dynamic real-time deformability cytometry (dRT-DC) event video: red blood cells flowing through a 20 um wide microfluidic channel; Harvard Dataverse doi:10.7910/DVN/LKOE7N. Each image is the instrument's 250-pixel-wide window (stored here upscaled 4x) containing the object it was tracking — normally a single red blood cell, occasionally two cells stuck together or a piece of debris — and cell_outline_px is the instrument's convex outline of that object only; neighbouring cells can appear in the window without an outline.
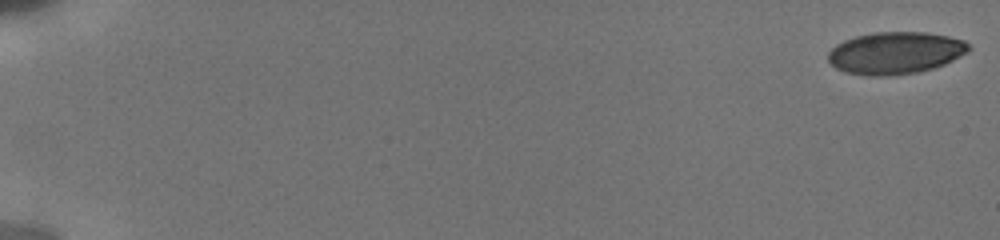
{"species": "human", "species_latin": "Homo sapiens", "temperature_condition": "cold", "stored_images_in_passage": 26, "camera_frame_rate_fps": 3000, "um_per_image_px": 0.085, "donor": {"sex": "male"}, "frame": {"image": 1, "passage_image": 1, "time_ms": 0.0, "image_size_px": [1000, 240], "cell_outline_px": [[972, 48], [968, 52], [944, 64], [932, 68], [916, 72], [880, 76], [872, 76], [844, 72], [836, 68], [828, 60], [828, 52], [836, 44], [844, 40], [856, 36], [872, 32], [928, 32], [948, 36], [964, 40]], "centroid_in_image_um": [76.1, 4.48], "position_along_channel_um": 8.9, "area_um2": 34.45}}
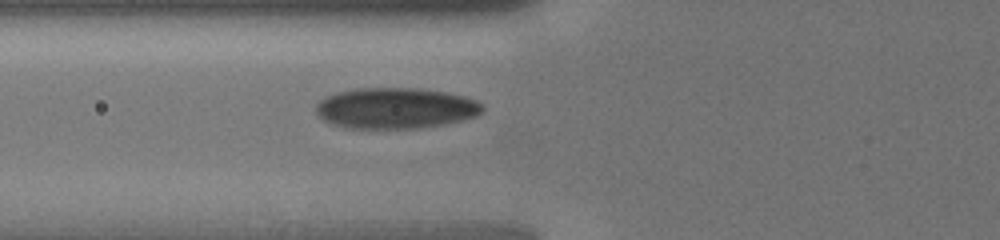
{"frame": {"image": 2, "passage_image": 19, "time_ms": 7.333, "image_size_px": [1000, 240], "cell_outline_px": [[484, 108], [476, 116], [460, 120], [440, 124], [416, 128], [348, 128], [332, 124], [324, 120], [316, 112], [316, 104], [320, 100], [336, 92], [360, 88], [416, 88], [444, 92], [464, 96], [476, 100], [484, 104]], "centroid_in_image_um": [33.61, 9.19], "position_along_channel_um": 92.2, "area_um2": 39.36}}
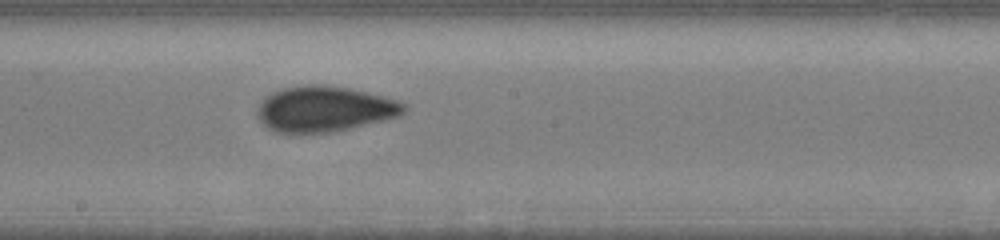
{"frame": {"image": 3, "passage_image": 26, "time_ms": 10.667, "image_size_px": [1000, 240], "cell_outline_px": [[408, 108], [404, 112], [396, 116], [384, 120], [332, 132], [276, 132], [268, 128], [256, 116], [256, 112], [260, 104], [272, 92], [284, 88], [308, 84], [320, 84], [348, 88], [384, 96], [408, 104]], "centroid_in_image_um": [27.6, 9.25], "position_along_channel_um": 220.6, "area_um2": 38.55}}